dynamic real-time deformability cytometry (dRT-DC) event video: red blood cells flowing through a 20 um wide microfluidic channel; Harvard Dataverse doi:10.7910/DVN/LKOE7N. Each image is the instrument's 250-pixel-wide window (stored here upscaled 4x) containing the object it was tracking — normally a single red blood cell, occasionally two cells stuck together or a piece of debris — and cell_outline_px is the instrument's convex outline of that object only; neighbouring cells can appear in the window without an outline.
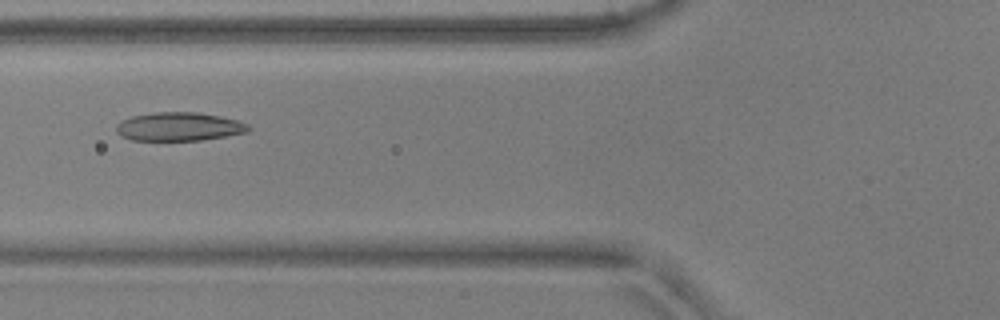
{"species": "common noctule bat (a hibernating species)", "species_latin": "Nyctalus noctula", "temperature_condition": "warm", "stored_images_in_passage": 2, "camera_frame_rate_fps": 3000, "um_per_image_px": 0.085, "animal": {"sex": "male", "body_mass_g": 17.9, "forearm_length_mm": 54.2}, "frame": {"image": 1, "passage_image": 2, "time_ms": 0.333, "image_size_px": [1000, 320], "cell_outline_px": [[252, 128], [248, 132], [200, 140], [132, 140], [120, 136], [116, 132], [116, 124], [120, 120], [132, 116], [156, 112], [200, 112], [220, 116], [236, 120], [248, 124]], "centroid_in_image_um": [15.19, 10.76], "position_along_channel_um": 110.6, "area_um2": 22.08}}